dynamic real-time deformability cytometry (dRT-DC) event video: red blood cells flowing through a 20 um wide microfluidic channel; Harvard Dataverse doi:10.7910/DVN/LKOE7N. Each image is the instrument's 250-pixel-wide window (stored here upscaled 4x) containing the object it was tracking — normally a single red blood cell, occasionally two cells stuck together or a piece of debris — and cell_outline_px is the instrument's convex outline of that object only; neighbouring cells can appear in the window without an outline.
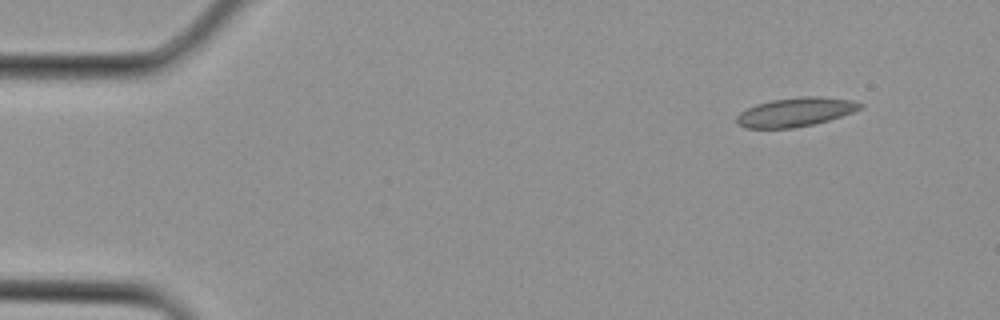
{"species": "Egyptian fruit bat (a non-hibernating species)", "species_latin": "Rousettus aegyptiacus", "temperature_condition": "cold", "stored_images_in_passage": 3, "camera_frame_rate_fps": 3000, "um_per_image_px": 0.085, "animal": {"sex": "female"}, "frame": {"image": 1, "passage_image": 1, "time_ms": 0.0, "image_size_px": [1000, 320], "cell_outline_px": [[864, 108], [828, 120], [812, 124], [792, 128], [744, 128], [736, 124], [736, 116], [740, 112], [756, 104], [772, 100], [800, 96], [820, 96], [852, 100], [864, 104]], "centroid_in_image_um": [67.61, 9.52], "position_along_channel_um": 17.4, "area_um2": 20.87}}
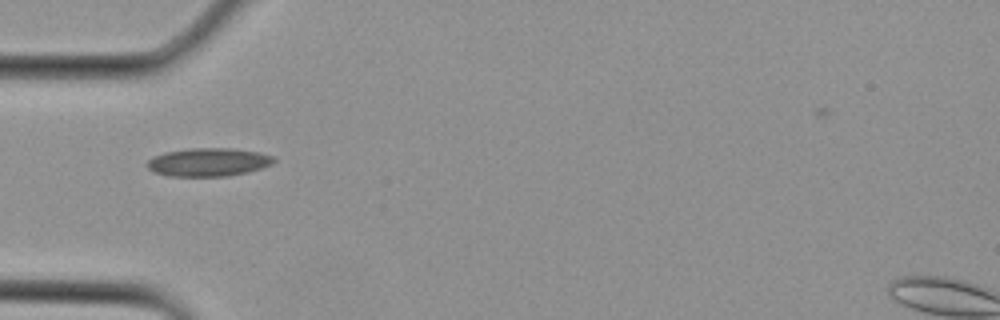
{"frame": {"image": 2, "passage_image": 3, "time_ms": 0.667, "image_size_px": [1000, 320], "cell_outline_px": [[276, 160], [272, 164], [248, 172], [228, 176], [168, 176], [152, 172], [144, 164], [152, 156], [164, 152], [188, 148], [232, 148], [260, 152], [276, 156]], "centroid_in_image_um": [17.69, 13.77], "position_along_channel_um": 67.3, "area_um2": 21.27}}